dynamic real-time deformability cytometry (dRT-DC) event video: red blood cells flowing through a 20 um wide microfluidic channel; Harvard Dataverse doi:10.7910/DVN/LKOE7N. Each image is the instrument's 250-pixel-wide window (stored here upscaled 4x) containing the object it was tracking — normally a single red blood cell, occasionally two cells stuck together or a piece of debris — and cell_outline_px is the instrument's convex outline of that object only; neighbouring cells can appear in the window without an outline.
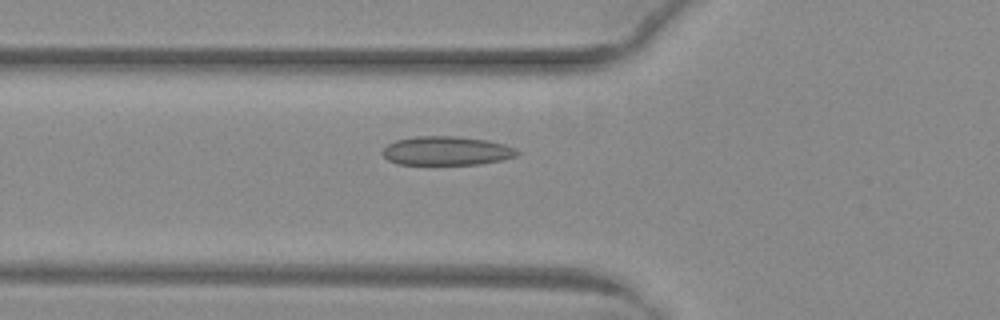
{"species": "common noctule bat (a hibernating species)", "species_latin": "Nyctalus noctula", "temperature_condition": "warm", "stored_images_in_passage": 36, "camera_frame_rate_fps": 3000, "um_per_image_px": 0.085, "animal": {"sex": "female", "body_mass_g": 29.2, "forearm_length_mm": 56.3}, "frame": {"image": 1, "passage_image": 4, "time_ms": 1.0, "image_size_px": [1000, 320], "cell_outline_px": [[520, 152], [516, 156], [504, 160], [480, 164], [396, 164], [388, 160], [380, 152], [388, 144], [396, 140], [416, 136], [456, 136], [488, 140], [504, 144], [516, 148]], "centroid_in_image_um": [37.97, 12.82], "position_along_channel_um": 87.8, "area_um2": 22.83}}
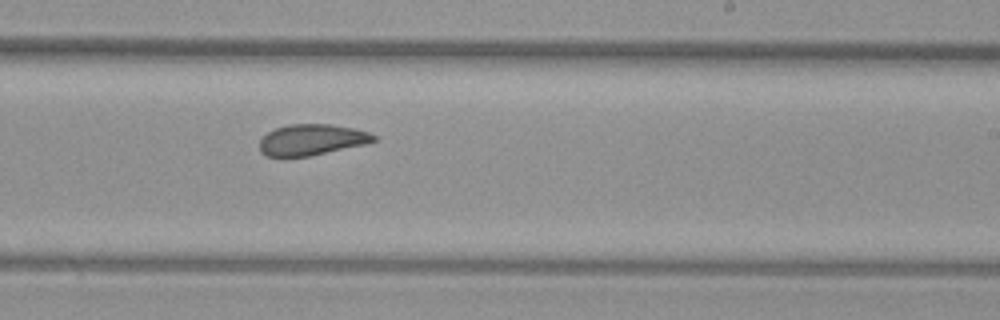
{"frame": {"image": 2, "passage_image": 17, "time_ms": 5.333, "image_size_px": [1000, 320], "cell_outline_px": [[376, 140], [368, 144], [308, 156], [284, 160], [280, 160], [264, 156], [260, 152], [260, 140], [268, 132], [276, 128], [288, 124], [328, 124], [352, 128], [368, 132], [376, 136]], "centroid_in_image_um": [26.42, 11.93], "position_along_channel_um": 262.6, "area_um2": 21.21}}
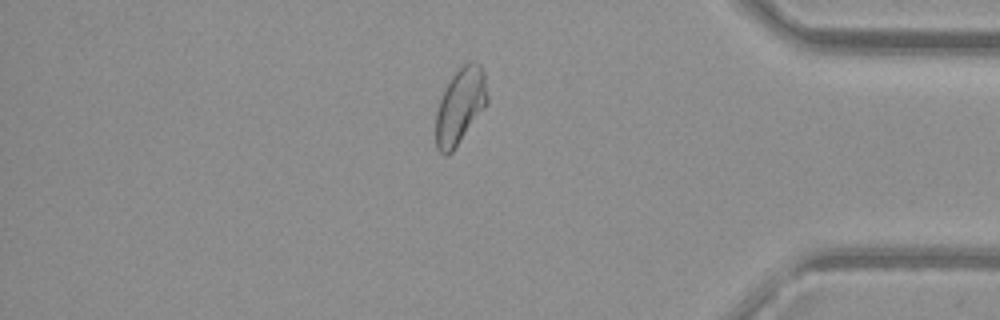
{"frame": {"image": 3, "passage_image": 29, "time_ms": 9.333, "image_size_px": [1000, 320], "cell_outline_px": [[488, 104], [452, 152], [448, 156], [444, 156], [436, 148], [436, 112], [444, 88], [452, 76], [468, 60], [476, 60], [480, 64], [484, 72], [488, 96]], "centroid_in_image_um": [39.13, 9.0], "position_along_channel_um": 396.1, "area_um2": 23.0}, "authors_computed_cell_mechanics": {"area_um2": 22.0796, "velocity_mm_per_s": 4.0214, "shape_relaxation_time_tau1_ms": null, "shape_relaxation_time_tau2_ms": 1.9368, "deformation_change_tau1": null, "deformation_change_tau2": 0.0605}}